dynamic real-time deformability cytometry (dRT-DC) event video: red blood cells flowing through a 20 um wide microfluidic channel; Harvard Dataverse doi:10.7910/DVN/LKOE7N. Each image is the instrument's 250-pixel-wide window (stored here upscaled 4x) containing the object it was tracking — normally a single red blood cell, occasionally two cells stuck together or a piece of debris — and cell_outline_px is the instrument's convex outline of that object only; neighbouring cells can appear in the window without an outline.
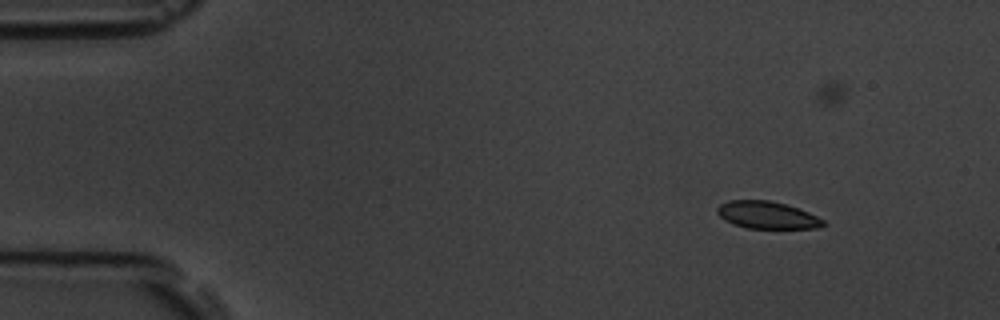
{"species": "common noctule bat (a hibernating species)", "species_latin": "Nyctalus noctula", "temperature_condition": "room temperature", "stored_images_in_passage": 7, "camera_frame_rate_fps": 3000, "um_per_image_px": 0.085, "animal": {"sex": "male", "body_mass_g": 19.5, "forearm_length_mm": 54.6}, "frame": {"image": 1, "passage_image": 3, "time_ms": 3.333, "image_size_px": [1000, 320], "cell_outline_px": [[828, 224], [816, 228], [748, 228], [732, 224], [724, 220], [716, 212], [716, 208], [720, 204], [728, 200], [768, 200], [784, 204], [808, 212], [824, 220]], "centroid_in_image_um": [65.17, 18.28], "position_along_channel_um": 19.8, "area_um2": 16.82}}
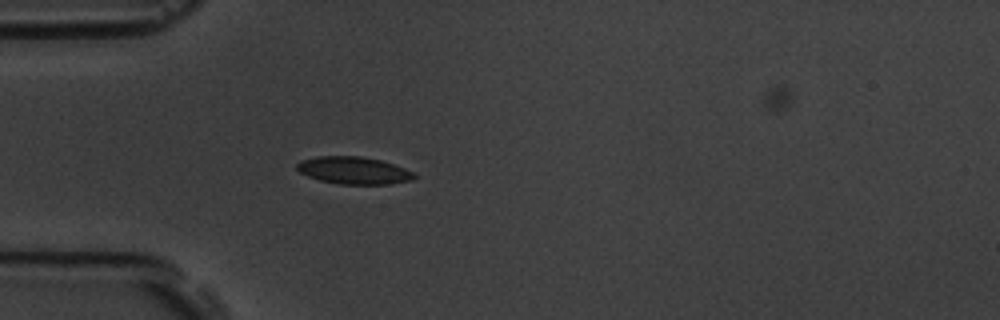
{"frame": {"image": 2, "passage_image": 6, "time_ms": 6.667, "image_size_px": [1000, 320], "cell_outline_px": [[416, 176], [412, 180], [392, 184], [340, 184], [320, 180], [308, 176], [300, 172], [296, 168], [296, 164], [300, 160], [320, 156], [360, 156], [380, 160], [404, 168], [412, 172]], "centroid_in_image_um": [30.05, 14.49], "position_along_channel_um": 54.9, "area_um2": 18.55}}